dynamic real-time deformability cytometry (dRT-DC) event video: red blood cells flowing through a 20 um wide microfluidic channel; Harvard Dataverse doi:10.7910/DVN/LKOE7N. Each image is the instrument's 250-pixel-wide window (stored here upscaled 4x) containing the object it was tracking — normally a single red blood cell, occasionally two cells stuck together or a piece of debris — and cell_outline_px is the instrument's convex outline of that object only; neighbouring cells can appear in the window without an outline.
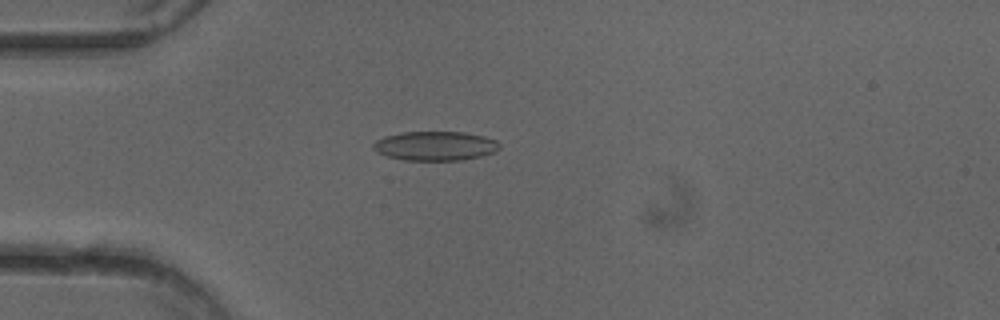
{"species": "common noctule bat (a hibernating species)", "species_latin": "Nyctalus noctula", "temperature_condition": "cold", "stored_images_in_passage": 51, "camera_frame_rate_fps": 3000, "um_per_image_px": 0.085, "animal": {"sex": "female"}, "frame": {"image": 1, "passage_image": 14, "time_ms": 4.333, "image_size_px": [1000, 320], "cell_outline_px": [[500, 148], [496, 152], [480, 156], [460, 160], [404, 160], [388, 156], [376, 152], [372, 148], [372, 144], [376, 140], [384, 136], [400, 132], [464, 132], [484, 136], [496, 140], [500, 144]], "centroid_in_image_um": [36.98, 12.4], "position_along_channel_um": 48.0, "area_um2": 21.62}}
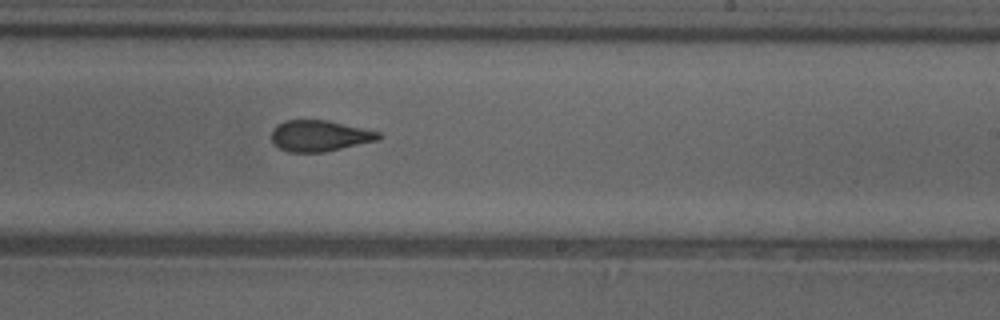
{"frame": {"image": 2, "passage_image": 31, "time_ms": 10.0, "image_size_px": [1000, 320], "cell_outline_px": [[380, 140], [324, 152], [288, 152], [272, 144], [272, 128], [276, 124], [284, 120], [328, 120], [380, 132]], "centroid_in_image_um": [27.14, 11.54], "position_along_channel_um": 261.9, "area_um2": 19.54}}
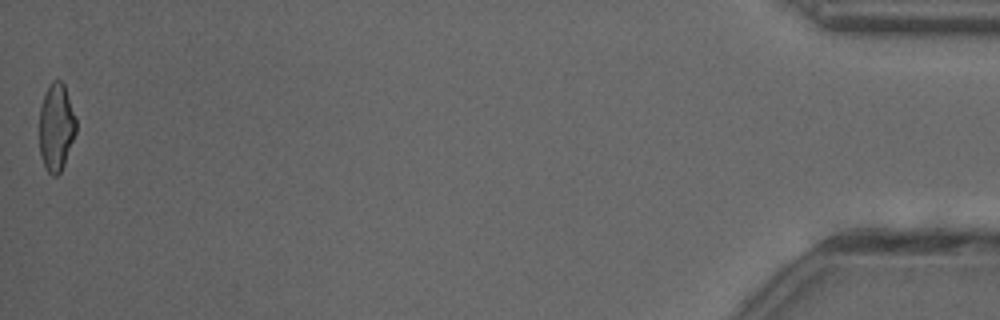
{"frame": {"image": 3, "passage_image": 51, "time_ms": 16.667, "image_size_px": [1000, 320], "cell_outline_px": [[76, 132], [64, 164], [60, 172], [56, 176], [52, 176], [44, 168], [40, 156], [40, 108], [44, 96], [52, 80], [60, 80], [64, 84], [76, 120]], "centroid_in_image_um": [4.77, 10.85], "position_along_channel_um": 430.4, "area_um2": 18.55}, "authors_computed_cell_mechanics": {"area_um2": 20.3456, "velocity_mm_per_s": 4.034, "shape_relaxation_time_tau1_ms": 6.0486, "shape_relaxation_time_tau2_ms": 2.0757, "deformation_change_tau1": 0.1445, "deformation_change_tau2": 0.0835}}